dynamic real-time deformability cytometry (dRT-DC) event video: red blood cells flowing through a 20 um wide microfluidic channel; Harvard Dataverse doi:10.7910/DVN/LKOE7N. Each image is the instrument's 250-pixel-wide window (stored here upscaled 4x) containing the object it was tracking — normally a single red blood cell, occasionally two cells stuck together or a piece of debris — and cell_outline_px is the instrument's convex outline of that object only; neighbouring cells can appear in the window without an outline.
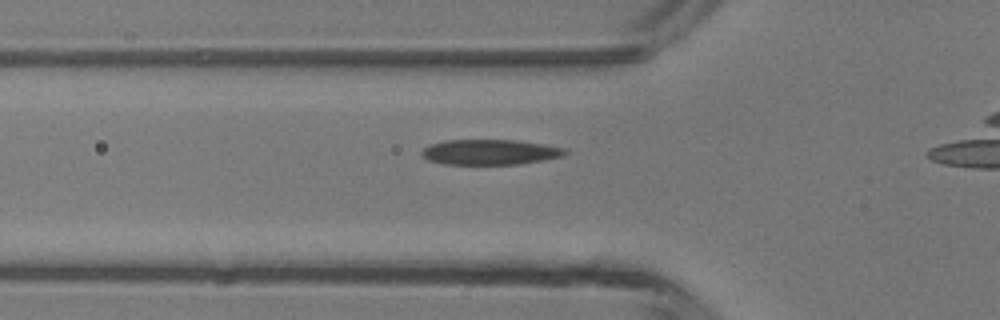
{"species": "common noctule bat (a hibernating species)", "species_latin": "Nyctalus noctula", "temperature_condition": "room temperature", "stored_images_in_passage": 30, "camera_frame_rate_fps": 3000, "um_per_image_px": 0.085, "animal": {"sex": "male", "body_mass_g": 13.3}, "frame": {"image": 1, "passage_image": 11, "time_ms": 3.333, "image_size_px": [1000, 320], "cell_outline_px": [[568, 152], [564, 156], [544, 160], [520, 164], [444, 164], [428, 160], [420, 152], [428, 144], [444, 140], [516, 140], [544, 144], [568, 148]], "centroid_in_image_um": [41.68, 12.92], "position_along_channel_um": 84.1, "area_um2": 21.33}}
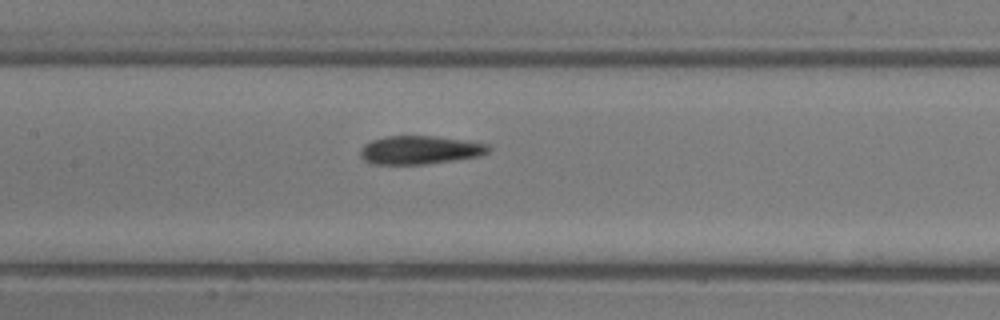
{"frame": {"image": 2, "passage_image": 17, "time_ms": 5.333, "image_size_px": [1000, 320], "cell_outline_px": [[492, 148], [488, 152], [480, 156], [456, 160], [428, 164], [372, 164], [364, 160], [360, 156], [360, 148], [364, 144], [372, 140], [384, 136], [436, 136], [464, 140], [488, 144]], "centroid_in_image_um": [35.69, 12.75], "position_along_channel_um": 171.7, "area_um2": 21.44}}
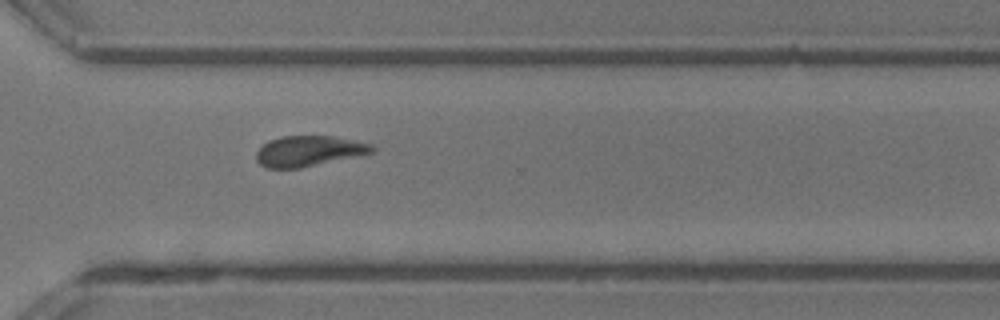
{"frame": {"image": 3, "passage_image": 29, "time_ms": 9.333, "image_size_px": [1000, 320], "cell_outline_px": [[376, 152], [300, 168], [268, 168], [260, 164], [256, 160], [256, 152], [268, 140], [280, 136], [336, 136], [356, 140], [372, 144], [376, 148]], "centroid_in_image_um": [26.28, 12.83], "position_along_channel_um": 344.3, "area_um2": 20.75}}